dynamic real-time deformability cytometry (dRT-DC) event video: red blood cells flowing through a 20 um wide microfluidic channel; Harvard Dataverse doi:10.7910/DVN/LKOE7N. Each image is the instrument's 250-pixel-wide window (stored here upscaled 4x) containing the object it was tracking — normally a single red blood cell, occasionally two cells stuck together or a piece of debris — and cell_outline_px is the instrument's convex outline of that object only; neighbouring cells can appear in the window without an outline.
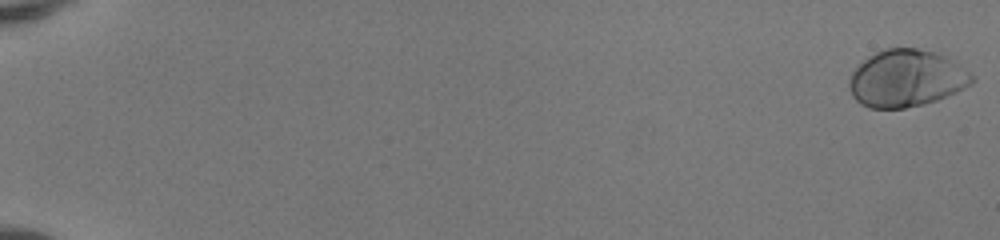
{"species": "human", "species_latin": "Homo sapiens", "temperature_condition": "room temperature", "stored_images_in_passage": 52, "camera_frame_rate_fps": 3000, "um_per_image_px": 0.085, "donor": {"sex": "female"}, "frame": {"image": 1, "passage_image": 1, "time_ms": 0.0, "image_size_px": [1000, 240], "cell_outline_px": [[976, 80], [972, 84], [956, 92], [936, 100], [924, 104], [904, 108], [868, 108], [860, 104], [852, 96], [848, 88], [848, 84], [852, 72], [868, 56], [884, 48], [916, 48], [936, 52], [944, 56], [968, 72]], "centroid_in_image_um": [77.0, 6.67], "position_along_channel_um": 8.0, "area_um2": 40.63}}
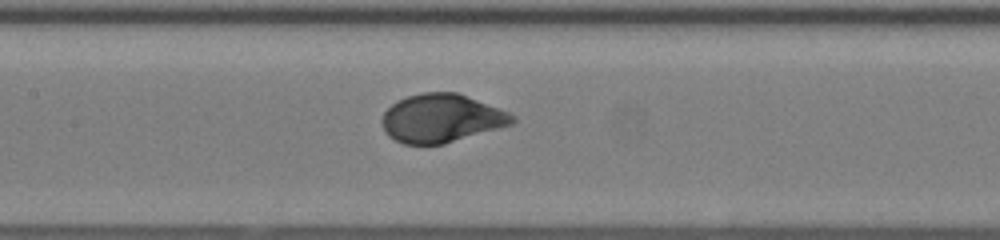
{"frame": {"image": 2, "passage_image": 28, "time_ms": 9.0, "image_size_px": [1000, 240], "cell_outline_px": [[516, 120], [512, 124], [444, 144], [404, 144], [388, 136], [380, 120], [384, 112], [396, 100], [420, 92], [456, 92], [508, 112], [516, 116]], "centroid_in_image_um": [37.49, 10.05], "position_along_channel_um": 169.9, "area_um2": 36.53}}
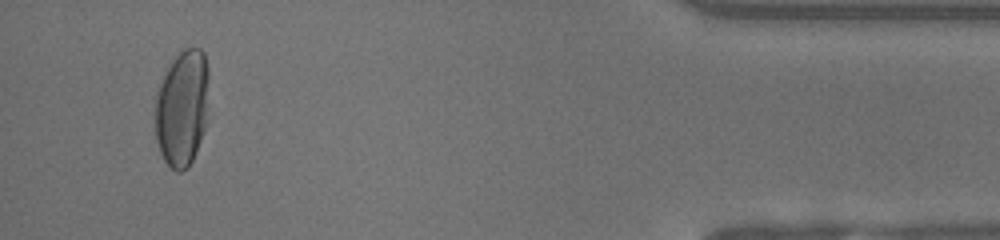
{"frame": {"image": 3, "passage_image": 50, "time_ms": 16.333, "image_size_px": [1000, 240], "cell_outline_px": [[208, 76], [204, 128], [200, 140], [192, 160], [188, 168], [180, 172], [176, 172], [164, 160], [160, 152], [156, 140], [156, 92], [172, 60], [184, 48], [200, 48], [204, 52], [208, 64]], "centroid_in_image_um": [15.47, 9.18], "position_along_channel_um": 419.7, "area_um2": 36.01}, "authors_computed_cell_mechanics": {"area_um2": 37.281, "velocity_mm_per_s": 4.1466, "shape_relaxation_time_tau1_ms": 2.5968, "shape_relaxation_time_tau2_ms": null, "deformation_change_tau1": 0.182, "deformation_change_tau2": null}}